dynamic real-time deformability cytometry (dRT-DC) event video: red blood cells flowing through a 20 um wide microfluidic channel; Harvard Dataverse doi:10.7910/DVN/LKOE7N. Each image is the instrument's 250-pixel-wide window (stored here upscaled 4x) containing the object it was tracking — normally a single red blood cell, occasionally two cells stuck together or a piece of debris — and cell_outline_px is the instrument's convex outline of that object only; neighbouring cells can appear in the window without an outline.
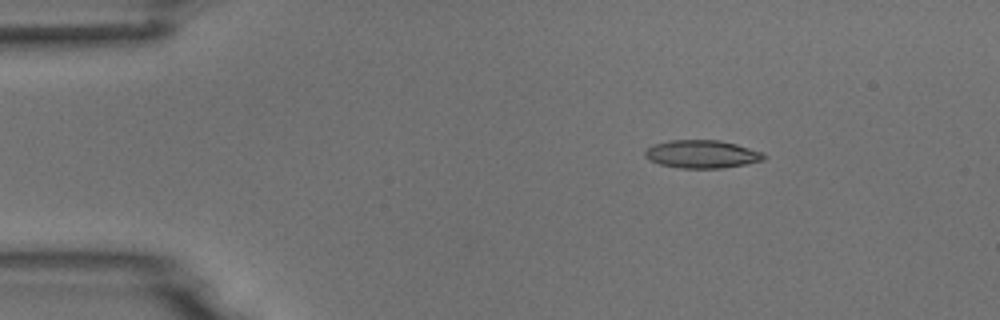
{"species": "common noctule bat (a hibernating species)", "species_latin": "Nyctalus noctula", "temperature_condition": "room temperature", "stored_images_in_passage": 3, "camera_frame_rate_fps": 3000, "um_per_image_px": 0.085, "animal": {"sex": "male", "body_mass_g": 18.8}, "frame": {"image": 1, "passage_image": 1, "time_ms": 0.0, "image_size_px": [1000, 320], "cell_outline_px": [[768, 156], [764, 160], [744, 164], [720, 168], [680, 168], [660, 164], [644, 156], [644, 152], [652, 144], [668, 140], [720, 140], [736, 144], [764, 152]], "centroid_in_image_um": [59.68, 13.09], "position_along_channel_um": 25.3, "area_um2": 19.42}}